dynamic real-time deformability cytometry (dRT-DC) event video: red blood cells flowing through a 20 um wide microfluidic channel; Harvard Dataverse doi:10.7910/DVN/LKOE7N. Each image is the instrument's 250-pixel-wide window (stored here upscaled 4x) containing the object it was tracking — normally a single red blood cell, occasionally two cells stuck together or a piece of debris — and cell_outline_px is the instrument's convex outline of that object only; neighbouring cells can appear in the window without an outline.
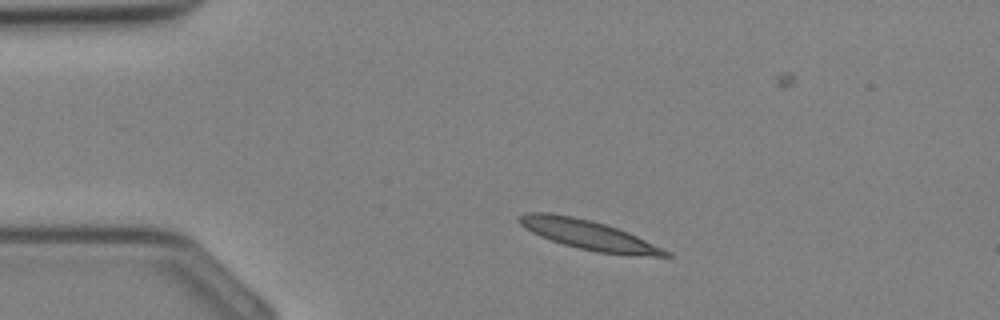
{"species": "Egyptian fruit bat (a non-hibernating species)", "species_latin": "Rousettus aegyptiacus", "temperature_condition": "cold", "stored_images_in_passage": 34, "camera_frame_rate_fps": 3000, "um_per_image_px": 0.085, "animal": {"sex": "female"}, "frame": {"image": 1, "passage_image": 5, "time_ms": 1.333, "image_size_px": [1000, 320], "cell_outline_px": [[672, 256], [636, 256], [596, 252], [564, 244], [540, 236], [532, 232], [520, 224], [516, 220], [520, 216], [528, 212], [552, 212], [592, 220], [628, 232], [672, 252]], "centroid_in_image_um": [50.05, 19.96], "position_along_channel_um": 35.0, "area_um2": 25.09}}
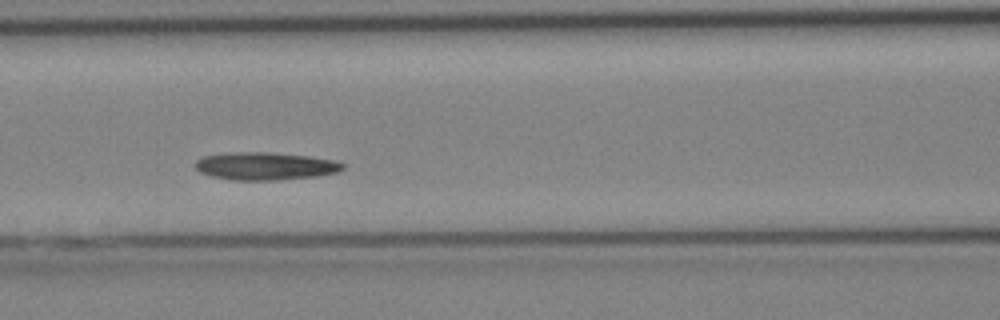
{"frame": {"image": 2, "passage_image": 13, "time_ms": 4.0, "image_size_px": [1000, 320], "cell_outline_px": [[344, 168], [336, 172], [316, 176], [276, 180], [232, 180], [212, 176], [200, 172], [196, 168], [196, 160], [204, 156], [236, 152], [268, 152], [308, 156], [336, 160], [344, 164]], "centroid_in_image_um": [22.56, 14.12], "position_along_channel_um": 144.0, "area_um2": 23.64}}
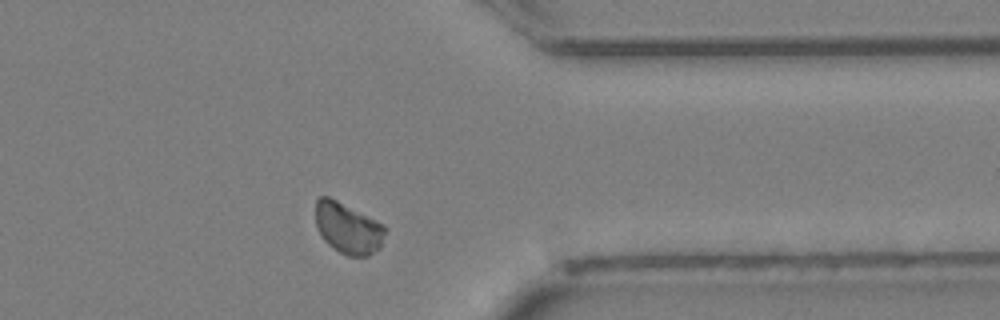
{"frame": {"image": 3, "passage_image": 26, "time_ms": 8.333, "image_size_px": [1000, 320], "cell_outline_px": [[384, 232], [380, 248], [368, 256], [348, 256], [340, 252], [328, 244], [324, 240], [316, 228], [316, 200], [320, 196], [328, 196], [384, 224]], "centroid_in_image_um": [29.55, 19.4], "position_along_channel_um": 381.8, "area_um2": 20.46}}